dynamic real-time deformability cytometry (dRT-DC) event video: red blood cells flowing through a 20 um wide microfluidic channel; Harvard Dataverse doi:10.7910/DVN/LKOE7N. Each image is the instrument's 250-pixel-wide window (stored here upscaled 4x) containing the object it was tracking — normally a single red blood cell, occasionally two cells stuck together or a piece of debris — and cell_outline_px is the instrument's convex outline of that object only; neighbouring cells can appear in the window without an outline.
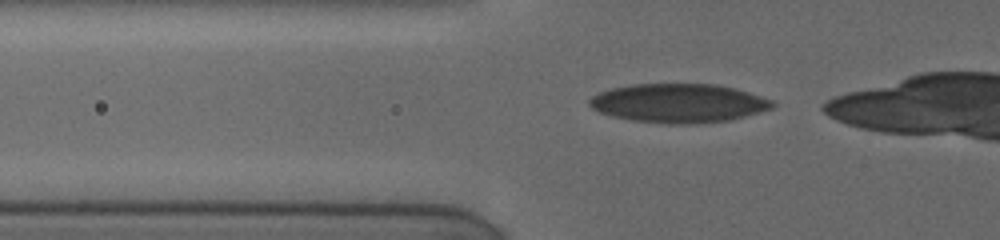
{"species": "human", "species_latin": "Homo sapiens", "temperature_condition": "cold", "stored_images_in_passage": 32, "camera_frame_rate_fps": 3000, "um_per_image_px": 0.085, "donor": {"sex": "female"}, "frame": {"image": 1, "passage_image": 13, "time_ms": 4.667, "image_size_px": [1000, 240], "cell_outline_px": [[776, 104], [772, 108], [760, 112], [728, 120], [688, 124], [668, 124], [632, 120], [612, 116], [600, 112], [592, 108], [588, 104], [588, 100], [592, 96], [600, 92], [612, 88], [632, 84], [716, 84], [748, 92], [772, 100]], "centroid_in_image_um": [57.66, 8.77], "position_along_channel_um": 68.1, "area_um2": 41.27}}
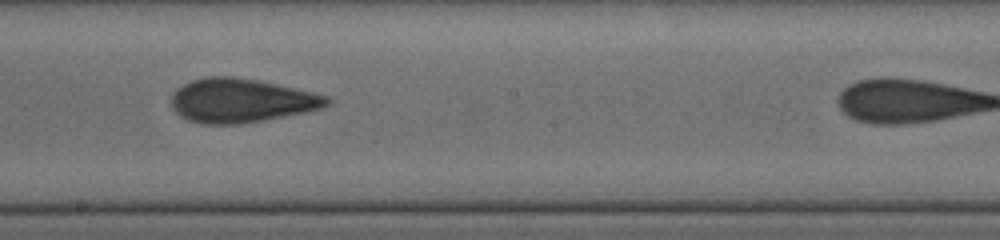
{"frame": {"image": 2, "passage_image": 23, "time_ms": 9.0, "image_size_px": [1000, 240], "cell_outline_px": [[332, 100], [328, 104], [320, 108], [304, 112], [264, 120], [240, 124], [200, 124], [188, 120], [180, 116], [172, 108], [172, 96], [176, 88], [192, 80], [208, 76], [228, 76], [256, 80], [312, 92], [328, 96]], "centroid_in_image_um": [20.46, 8.56], "position_along_channel_um": 227.7, "area_um2": 39.54}}
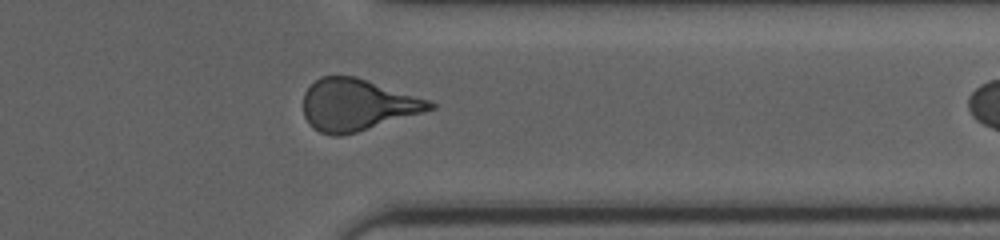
{"frame": {"image": 3, "passage_image": 31, "time_ms": 13.0, "image_size_px": [1000, 240], "cell_outline_px": [[436, 108], [356, 132], [340, 136], [332, 136], [320, 132], [312, 128], [308, 124], [304, 116], [304, 92], [320, 76], [356, 76], [428, 100], [436, 104]], "centroid_in_image_um": [30.32, 8.92], "position_along_channel_um": 381.1, "area_um2": 37.8}}